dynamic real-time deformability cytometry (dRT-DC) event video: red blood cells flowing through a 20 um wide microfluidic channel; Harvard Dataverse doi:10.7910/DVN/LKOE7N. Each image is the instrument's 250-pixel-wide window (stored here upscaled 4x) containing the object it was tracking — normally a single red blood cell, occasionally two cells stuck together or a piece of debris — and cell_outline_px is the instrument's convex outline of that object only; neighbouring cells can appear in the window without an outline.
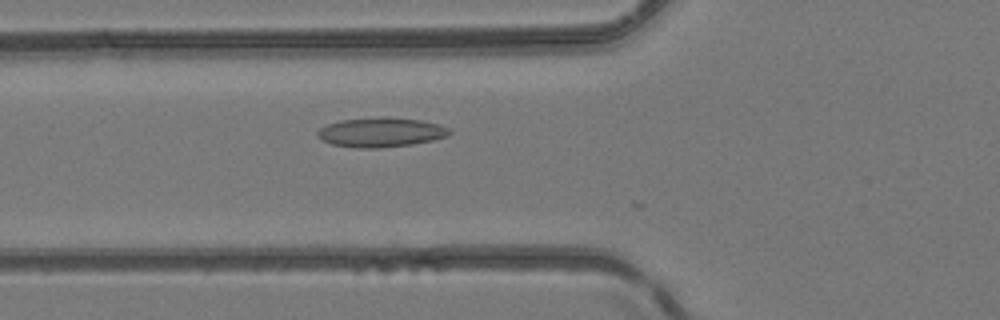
{"species": "common noctule bat (a hibernating species)", "species_latin": "Nyctalus noctula", "temperature_condition": "room temperature", "stored_images_in_passage": 17, "camera_frame_rate_fps": 3000, "um_per_image_px": 0.085, "animal": {"sex": "female", "body_mass_g": 24.6, "forearm_length_mm": 56.2}, "frame": {"image": 1, "passage_image": 8, "time_ms": 2.333, "image_size_px": [1000, 320], "cell_outline_px": [[452, 132], [448, 136], [432, 140], [412, 144], [380, 148], [356, 148], [332, 144], [316, 136], [316, 132], [320, 128], [328, 124], [340, 120], [380, 116], [384, 116], [420, 120], [440, 124], [448, 128]], "centroid_in_image_um": [32.37, 11.23], "position_along_channel_um": 93.4, "area_um2": 22.83}}
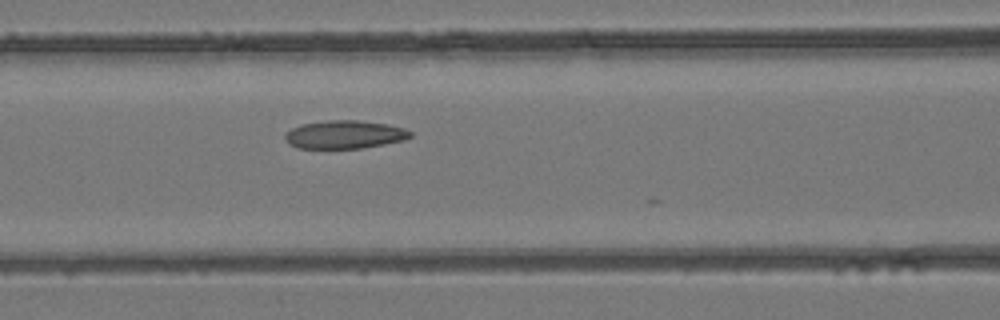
{"frame": {"image": 2, "passage_image": 11, "time_ms": 3.333, "image_size_px": [1000, 320], "cell_outline_px": [[412, 136], [404, 140], [384, 144], [360, 148], [300, 148], [288, 144], [284, 136], [292, 128], [300, 124], [328, 120], [356, 120], [388, 124], [404, 128], [412, 132]], "centroid_in_image_um": [29.3, 11.43], "position_along_channel_um": 137.3, "area_um2": 20.52}}
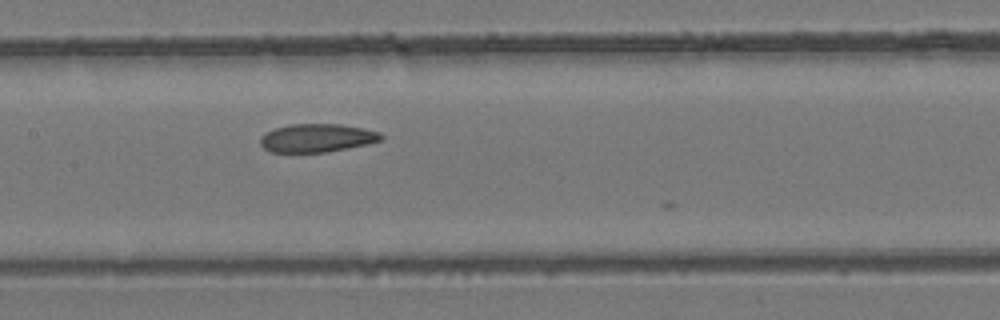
{"frame": {"image": 3, "passage_image": 14, "time_ms": 4.333, "image_size_px": [1000, 320], "cell_outline_px": [[384, 136], [380, 140], [368, 144], [328, 152], [272, 152], [264, 148], [260, 144], [260, 136], [264, 132], [288, 124], [340, 124], [364, 128], [380, 132]], "centroid_in_image_um": [26.93, 11.72], "position_along_channel_um": 180.5, "area_um2": 20.06}}